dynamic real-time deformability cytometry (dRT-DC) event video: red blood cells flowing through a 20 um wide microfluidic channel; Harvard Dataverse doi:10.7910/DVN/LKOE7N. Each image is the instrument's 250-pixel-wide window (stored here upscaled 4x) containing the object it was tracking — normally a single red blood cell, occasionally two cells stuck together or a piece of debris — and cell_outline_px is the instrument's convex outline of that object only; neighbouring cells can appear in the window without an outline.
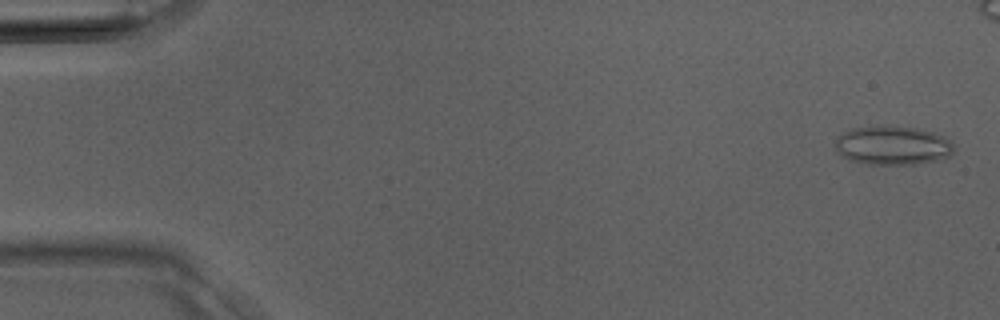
{"species": "Egyptian fruit bat (a non-hibernating species)", "species_latin": "Rousettus aegyptiacus", "temperature_condition": "room temperature", "stored_images_in_passage": 34, "camera_frame_rate_fps": 3000, "um_per_image_px": 0.085, "animal": {"sex": "male"}, "frame": {"image": 1, "passage_image": 1, "time_ms": 0.0, "image_size_px": [1000, 320], "cell_outline_px": [[952, 152], [948, 156], [940, 160], [916, 164], [868, 164], [848, 160], [836, 152], [832, 148], [836, 136], [852, 128], [880, 124], [916, 128], [932, 132], [944, 136], [952, 144]], "centroid_in_image_um": [75.78, 12.35], "position_along_channel_um": 9.2, "area_um2": 27.46}}
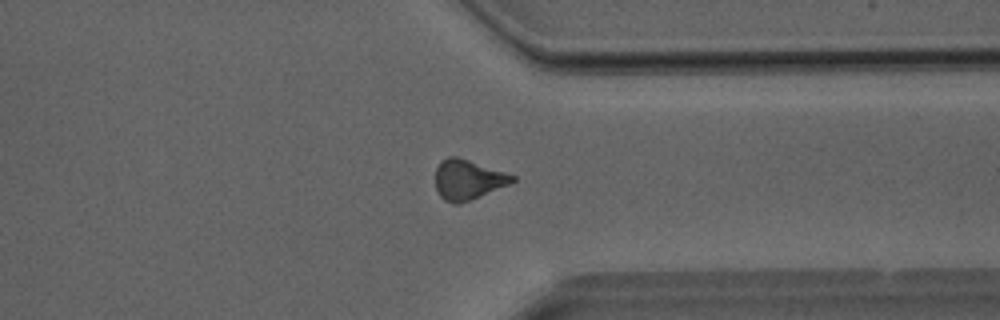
{"frame": {"image": 2, "passage_image": 29, "time_ms": 9.333, "image_size_px": [1000, 320], "cell_outline_px": [[516, 180], [508, 184], [460, 204], [452, 204], [444, 200], [440, 196], [436, 188], [436, 168], [448, 156], [456, 156], [516, 176]], "centroid_in_image_um": [39.75, 15.28], "position_along_channel_um": 371.7, "area_um2": 17.51}}